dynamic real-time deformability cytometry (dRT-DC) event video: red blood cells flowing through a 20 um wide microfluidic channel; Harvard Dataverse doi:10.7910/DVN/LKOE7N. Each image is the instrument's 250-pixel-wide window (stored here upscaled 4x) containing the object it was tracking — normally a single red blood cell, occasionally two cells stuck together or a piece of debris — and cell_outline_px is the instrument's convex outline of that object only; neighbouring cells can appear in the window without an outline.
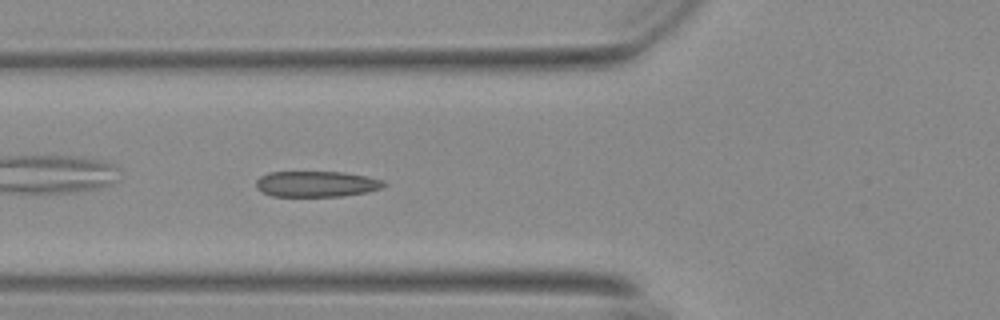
{"species": "Egyptian fruit bat (a non-hibernating species)", "species_latin": "Rousettus aegyptiacus", "temperature_condition": "warm", "stored_images_in_passage": 37, "camera_frame_rate_fps": 3000, "um_per_image_px": 0.085, "animal": {"sex": "female"}, "frame": {"image": 1, "passage_image": 6, "time_ms": 1.667, "image_size_px": [1000, 320], "cell_outline_px": [[384, 184], [380, 188], [368, 192], [340, 196], [272, 196], [260, 192], [256, 188], [256, 180], [260, 176], [268, 172], [344, 172], [364, 176], [380, 180]], "centroid_in_image_um": [26.8, 15.64], "position_along_channel_um": 99.0, "area_um2": 19.07}}
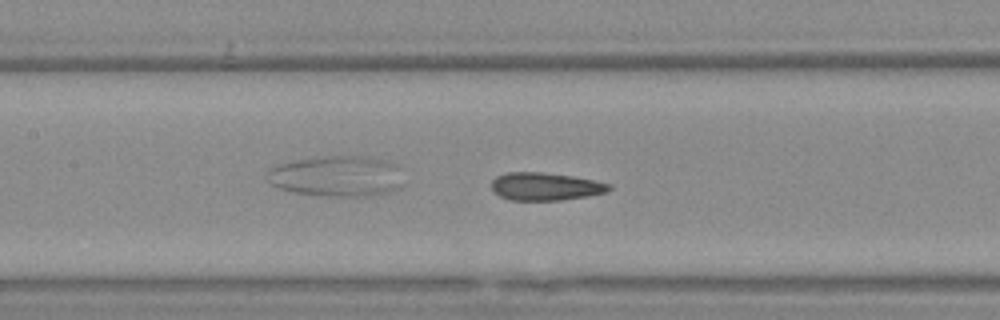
{"frame": {"image": 2, "passage_image": 11, "time_ms": 3.333, "image_size_px": [1000, 320], "cell_outline_px": [[612, 188], [608, 192], [560, 200], [512, 200], [500, 196], [492, 188], [492, 180], [496, 176], [508, 172], [544, 172], [572, 176], [612, 184]], "centroid_in_image_um": [46.37, 15.84], "position_along_channel_um": 161.0, "area_um2": 18.9}, "authors_computed_cell_mechanics": {"area_um2": 21.386, "velocity_mm_per_s": 3.6882, "shape_relaxation_time_tau1_ms": 3.353, "shape_relaxation_time_tau2_ms": null, "deformation_change_tau1": 0.1237, "deformation_change_tau2": null}}